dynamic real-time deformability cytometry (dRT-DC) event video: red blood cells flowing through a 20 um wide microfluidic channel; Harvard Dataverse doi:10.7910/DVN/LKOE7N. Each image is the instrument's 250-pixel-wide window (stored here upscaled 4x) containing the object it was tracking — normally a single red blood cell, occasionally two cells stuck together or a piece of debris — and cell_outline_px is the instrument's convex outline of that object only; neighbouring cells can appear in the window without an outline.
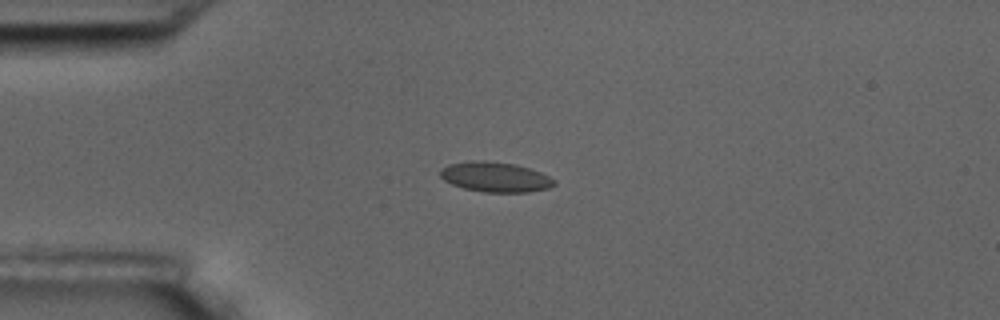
{"species": "common noctule bat (a hibernating species)", "species_latin": "Nyctalus noctula", "temperature_condition": "room temperature", "stored_images_in_passage": 14, "camera_frame_rate_fps": 3000, "um_per_image_px": 0.085, "animal": {"sex": "male", "body_mass_g": 17.5, "forearm_length_mm": 52.3}, "frame": {"image": 1, "passage_image": 3, "time_ms": 3.0, "image_size_px": [1000, 320], "cell_outline_px": [[556, 184], [548, 188], [528, 192], [484, 192], [464, 188], [452, 184], [444, 180], [440, 176], [440, 168], [448, 164], [468, 160], [484, 160], [516, 164], [540, 172], [556, 180]], "centroid_in_image_um": [42.07, 15.03], "position_along_channel_um": 42.9, "area_um2": 20.06}}
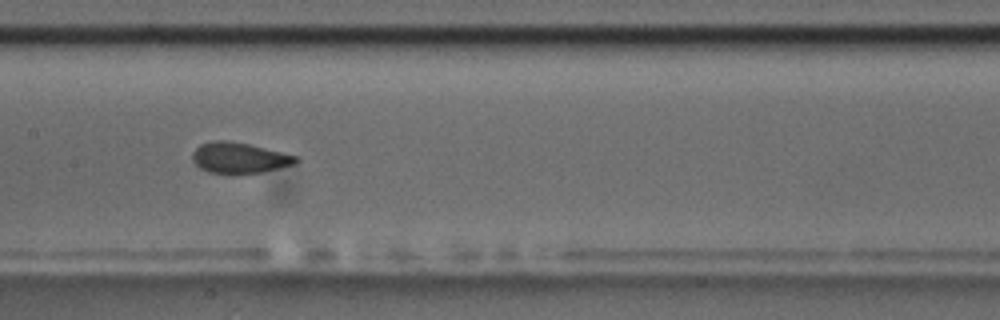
{"frame": {"image": 2, "passage_image": 7, "time_ms": 7.667, "image_size_px": [1000, 320], "cell_outline_px": [[300, 160], [296, 164], [260, 172], [208, 172], [200, 168], [192, 160], [192, 152], [200, 144], [212, 140], [228, 140], [248, 144], [300, 156]], "centroid_in_image_um": [20.36, 13.39], "position_along_channel_um": 187.0, "area_um2": 18.38}}
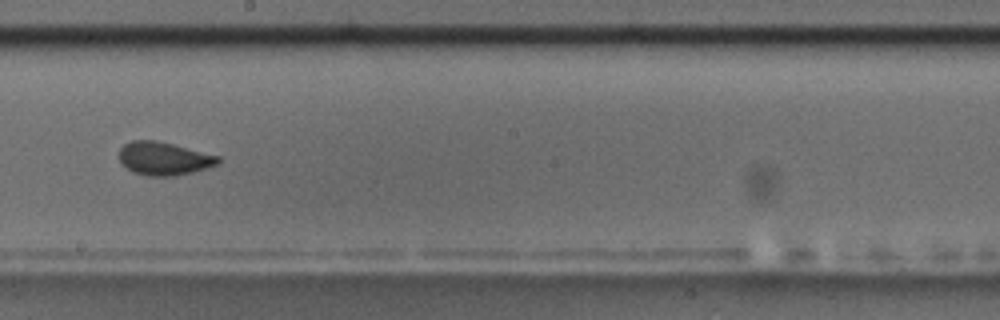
{"frame": {"image": 3, "passage_image": 8, "time_ms": 9.0, "image_size_px": [1000, 320], "cell_outline_px": [[220, 160], [216, 164], [208, 168], [176, 176], [148, 176], [132, 172], [120, 164], [120, 148], [124, 144], [132, 140], [156, 140], [220, 156]], "centroid_in_image_um": [13.9, 13.48], "position_along_channel_um": 234.3, "area_um2": 19.19}, "authors_computed_cell_mechanics": {"area_um2": 18.9295, "velocity_mm_per_s": 3.564, "shape_relaxation_time_tau1_ms": 4.3861, "shape_relaxation_time_tau2_ms": 0.6742, "deformation_change_tau1": 0.1059, "deformation_change_tau2": 0.0257}}